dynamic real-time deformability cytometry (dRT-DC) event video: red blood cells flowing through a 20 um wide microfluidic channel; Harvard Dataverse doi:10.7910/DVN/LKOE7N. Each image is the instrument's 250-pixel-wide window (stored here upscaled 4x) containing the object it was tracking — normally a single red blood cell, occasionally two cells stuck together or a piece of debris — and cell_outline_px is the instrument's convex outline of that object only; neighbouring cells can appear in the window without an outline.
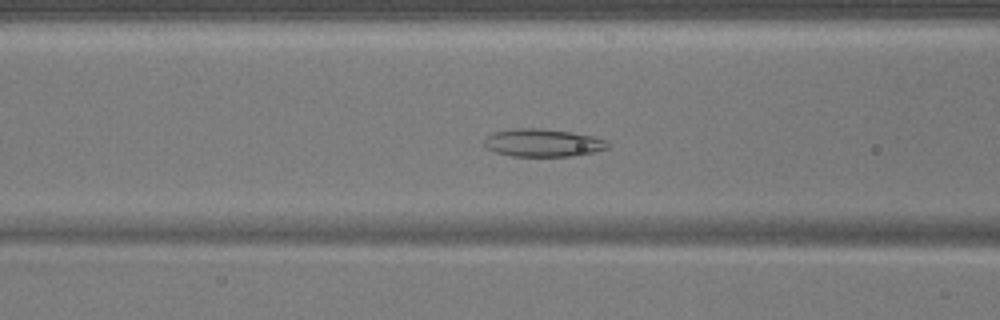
{"species": "common noctule bat (a hibernating species)", "species_latin": "Nyctalus noctula", "temperature_condition": "warm", "stored_images_in_passage": 40, "camera_frame_rate_fps": 3000, "um_per_image_px": 0.085, "animal": {"sex": "male", "body_mass_g": 17.9}, "frame": {"image": 1, "passage_image": 10, "time_ms": 3.0, "image_size_px": [1000, 320], "cell_outline_px": [[608, 148], [592, 152], [572, 156], [512, 156], [496, 152], [488, 148], [484, 144], [484, 140], [488, 136], [496, 132], [516, 128], [540, 128], [568, 132], [592, 136], [608, 140]], "centroid_in_image_um": [46.16, 12.14], "position_along_channel_um": 120.4, "area_um2": 19.71}}
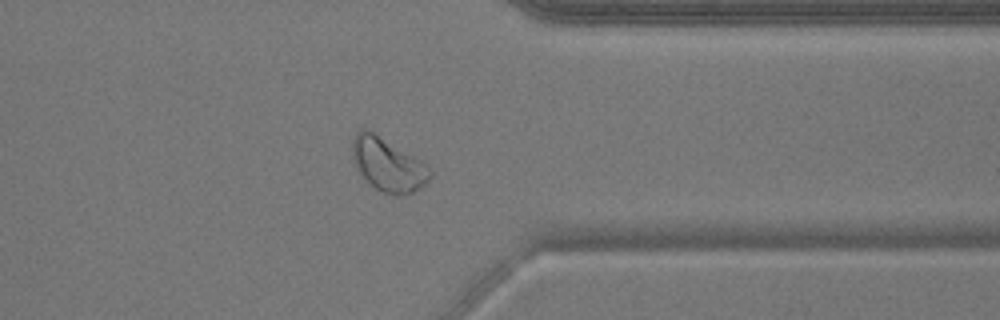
{"frame": {"image": 2, "passage_image": 30, "time_ms": 9.667, "image_size_px": [1000, 320], "cell_outline_px": [[432, 176], [420, 188], [412, 192], [396, 196], [392, 196], [376, 188], [360, 172], [352, 156], [352, 140], [356, 132], [360, 128], [364, 128], [372, 132], [420, 160], [432, 172]], "centroid_in_image_um": [32.96, 13.99], "position_along_channel_um": 378.4, "area_um2": 23.41}}
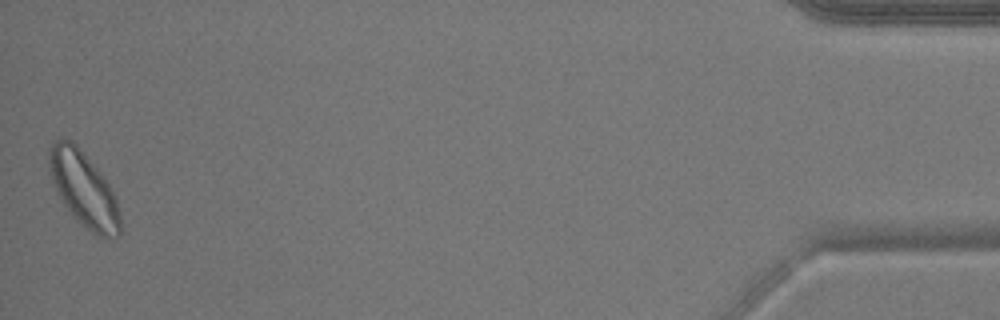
{"frame": {"image": 3, "passage_image": 40, "time_ms": 13.0, "image_size_px": [1000, 320], "cell_outline_px": [[120, 236], [108, 240], [92, 232], [80, 224], [72, 216], [56, 192], [48, 168], [48, 152], [52, 140], [60, 136], [64, 136], [72, 140], [84, 152], [104, 176], [116, 196], [120, 212]], "centroid_in_image_um": [7.1, 16.05], "position_along_channel_um": 428.1, "area_um2": 31.91}}